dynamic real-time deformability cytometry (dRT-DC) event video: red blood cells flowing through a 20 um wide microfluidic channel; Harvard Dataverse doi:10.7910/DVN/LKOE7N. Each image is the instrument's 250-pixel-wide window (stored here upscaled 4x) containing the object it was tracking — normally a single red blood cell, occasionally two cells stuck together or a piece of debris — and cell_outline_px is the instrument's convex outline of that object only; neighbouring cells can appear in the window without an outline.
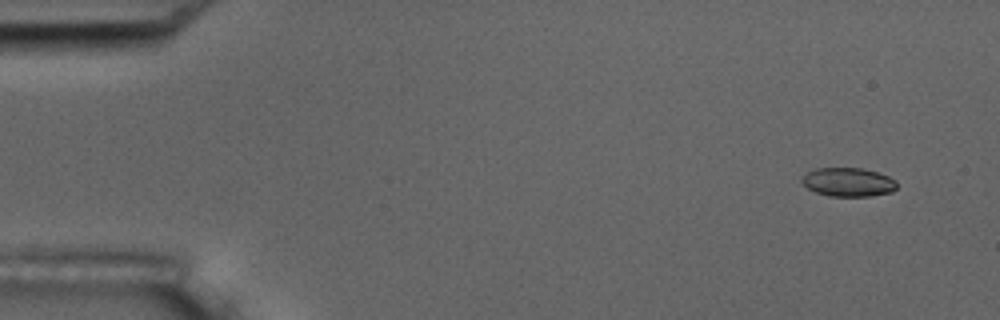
{"species": "common noctule bat (a hibernating species)", "species_latin": "Nyctalus noctula", "temperature_condition": "room temperature", "stored_images_in_passage": 8, "camera_frame_rate_fps": 3000, "um_per_image_px": 0.085, "animal": {"sex": "male", "body_mass_g": 17.5, "forearm_length_mm": 52.3}, "frame": {"image": 1, "passage_image": 1, "time_ms": 0.0, "image_size_px": [1000, 320], "cell_outline_px": [[896, 188], [892, 192], [872, 196], [828, 196], [816, 192], [808, 188], [800, 180], [808, 172], [816, 168], [864, 168], [888, 176], [896, 180]], "centroid_in_image_um": [72.12, 15.48], "position_along_channel_um": 12.9, "area_um2": 15.9}}
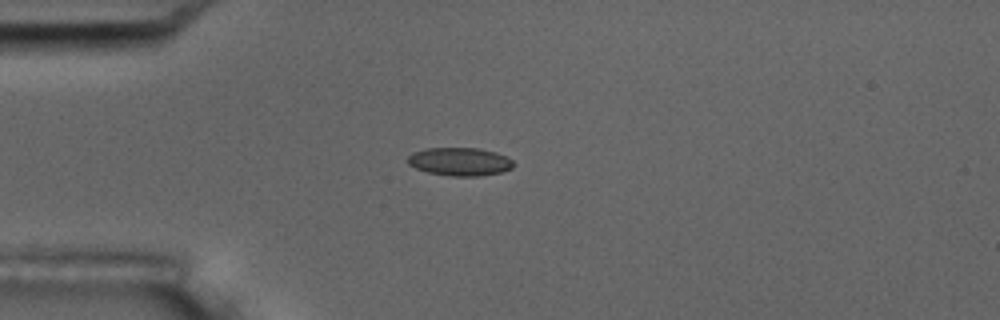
{"frame": {"image": 2, "passage_image": 4, "time_ms": 3.667, "image_size_px": [1000, 320], "cell_outline_px": [[516, 164], [512, 168], [500, 172], [480, 176], [448, 176], [428, 172], [416, 168], [408, 164], [408, 156], [412, 152], [424, 148], [476, 148], [496, 152], [512, 160]], "centroid_in_image_um": [39.07, 13.74], "position_along_channel_um": 45.9, "area_um2": 17.4}}
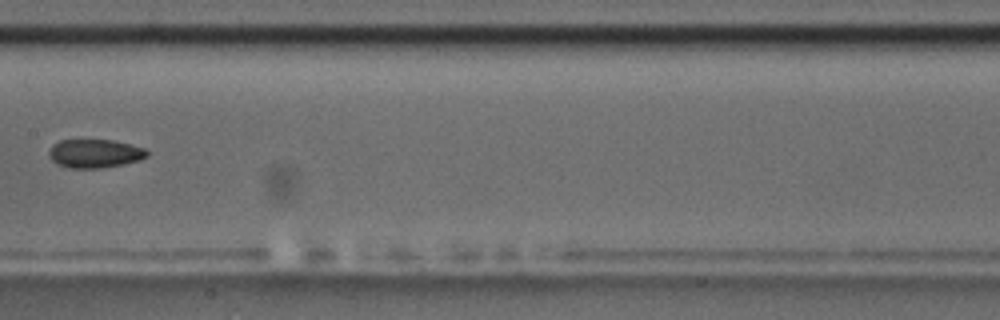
{"frame": {"image": 3, "passage_image": 8, "time_ms": 8.333, "image_size_px": [1000, 320], "cell_outline_px": [[148, 156], [140, 160], [124, 164], [100, 168], [68, 168], [56, 164], [48, 156], [48, 152], [52, 144], [60, 140], [112, 140], [144, 148], [148, 152]], "centroid_in_image_um": [8.02, 13.05], "position_along_channel_um": 199.4, "area_um2": 16.42}}